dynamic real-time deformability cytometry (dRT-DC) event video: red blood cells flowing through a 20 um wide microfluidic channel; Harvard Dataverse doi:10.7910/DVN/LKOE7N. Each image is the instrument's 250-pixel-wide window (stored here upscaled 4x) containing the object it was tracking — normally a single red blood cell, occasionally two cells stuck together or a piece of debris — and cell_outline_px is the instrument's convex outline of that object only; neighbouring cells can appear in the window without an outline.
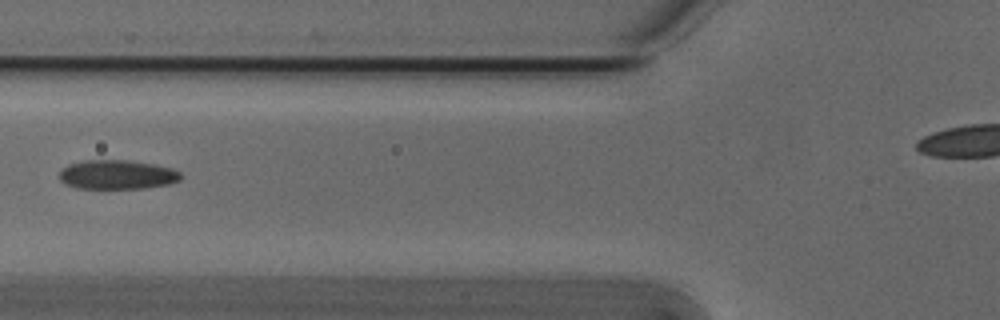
{"species": "Egyptian fruit bat (a non-hibernating species)", "species_latin": "Rousettus aegyptiacus", "temperature_condition": "cold", "stored_images_in_passage": 5, "camera_frame_rate_fps": 3000, "um_per_image_px": 0.085, "animal": {"sex": "male"}, "frame": {"image": 1, "passage_image": 4, "time_ms": 1.0, "image_size_px": [1000, 320], "cell_outline_px": [[184, 176], [180, 180], [168, 184], [144, 188], [76, 188], [64, 184], [60, 180], [60, 172], [68, 164], [84, 160], [128, 160], [152, 164], [172, 168], [180, 172]], "centroid_in_image_um": [9.96, 14.84], "position_along_channel_um": 115.8, "area_um2": 20.69}}